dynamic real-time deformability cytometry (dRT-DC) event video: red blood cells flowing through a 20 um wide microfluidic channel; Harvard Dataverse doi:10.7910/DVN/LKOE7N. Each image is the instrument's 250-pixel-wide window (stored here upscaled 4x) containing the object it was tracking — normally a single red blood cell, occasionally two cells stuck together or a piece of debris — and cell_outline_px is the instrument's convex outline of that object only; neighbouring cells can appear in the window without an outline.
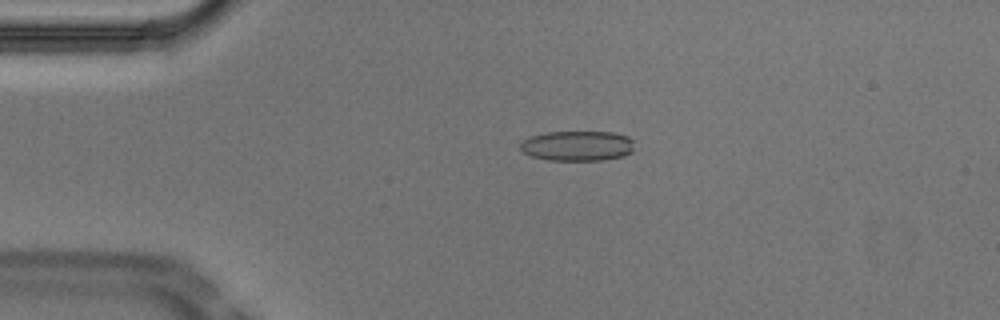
{"species": "Egyptian fruit bat (a non-hibernating species)", "species_latin": "Rousettus aegyptiacus", "temperature_condition": "cold", "stored_images_in_passage": 53, "camera_frame_rate_fps": 3000, "um_per_image_px": 0.085, "animal": {"sex": "male"}, "frame": {"image": 1, "passage_image": 11, "time_ms": 3.333, "image_size_px": [1000, 320], "cell_outline_px": [[632, 152], [624, 156], [604, 160], [548, 160], [532, 156], [524, 152], [520, 148], [520, 144], [528, 136], [544, 132], [612, 132], [628, 136], [632, 140]], "centroid_in_image_um": [49.07, 12.39], "position_along_channel_um": 35.9, "area_um2": 20.06}}
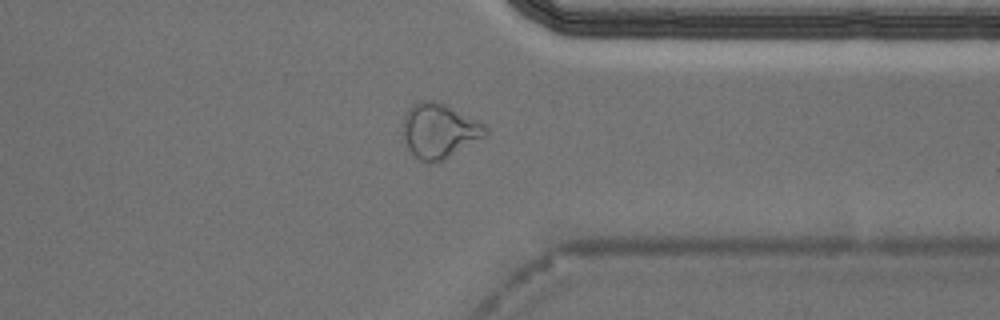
{"frame": {"image": 2, "passage_image": 41, "time_ms": 13.333, "image_size_px": [1000, 320], "cell_outline_px": [[488, 136], [444, 160], [428, 164], [420, 160], [408, 148], [404, 140], [400, 124], [408, 108], [412, 104], [420, 100], [432, 100], [444, 104], [484, 124], [488, 128]], "centroid_in_image_um": [37.32, 11.13], "position_along_channel_um": 374.1, "area_um2": 26.7}}
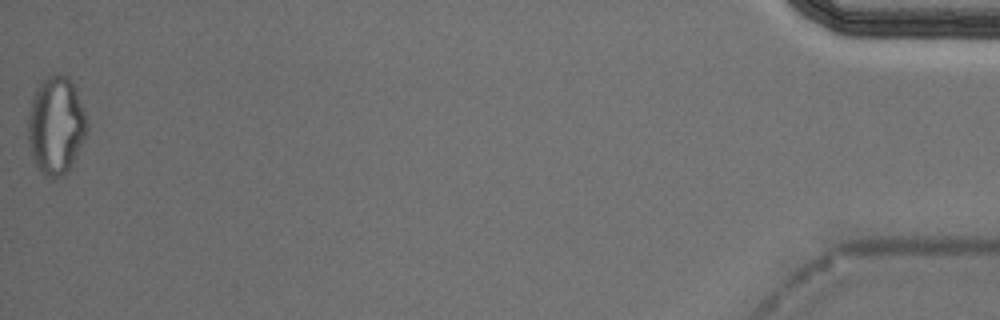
{"frame": {"image": 3, "passage_image": 53, "time_ms": 17.333, "image_size_px": [1000, 320], "cell_outline_px": [[88, 128], [72, 164], [68, 172], [64, 176], [52, 180], [44, 176], [36, 168], [28, 144], [28, 116], [32, 96], [36, 88], [52, 72], [60, 72], [68, 76], [72, 80], [84, 112], [88, 124]], "centroid_in_image_um": [4.73, 10.68], "position_along_channel_um": 430.5, "area_um2": 34.04}, "authors_computed_cell_mechanics": {"area_um2": 20.7502, "velocity_mm_per_s": 3.7348, "shape_relaxation_time_tau1_ms": null, "shape_relaxation_time_tau2_ms": 4.047, "deformation_change_tau1": null, "deformation_change_tau2": 0.1189}}